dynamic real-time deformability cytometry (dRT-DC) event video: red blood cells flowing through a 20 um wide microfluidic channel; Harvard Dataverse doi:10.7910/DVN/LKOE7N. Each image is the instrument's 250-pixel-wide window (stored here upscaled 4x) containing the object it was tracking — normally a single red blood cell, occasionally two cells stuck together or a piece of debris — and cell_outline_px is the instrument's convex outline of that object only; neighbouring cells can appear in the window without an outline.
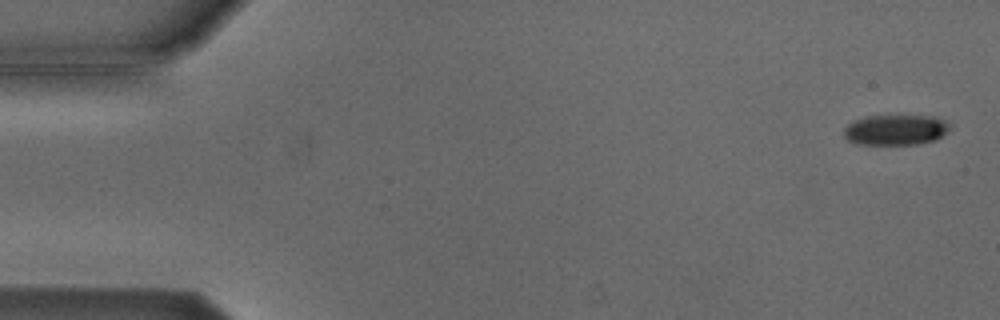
{"species": "Egyptian fruit bat (a non-hibernating species)", "species_latin": "Rousettus aegyptiacus", "temperature_condition": "cold", "stored_images_in_passage": 4, "camera_frame_rate_fps": 3000, "um_per_image_px": 0.085, "animal": {"sex": "male"}, "frame": {"image": 1, "passage_image": 1, "time_ms": 0.0, "image_size_px": [1000, 320], "cell_outline_px": [[948, 128], [936, 140], [916, 144], [856, 144], [848, 140], [844, 136], [844, 128], [848, 124], [856, 120], [868, 116], [932, 116], [944, 120], [948, 124]], "centroid_in_image_um": [76.08, 11.04], "position_along_channel_um": 8.9, "area_um2": 18.44}}